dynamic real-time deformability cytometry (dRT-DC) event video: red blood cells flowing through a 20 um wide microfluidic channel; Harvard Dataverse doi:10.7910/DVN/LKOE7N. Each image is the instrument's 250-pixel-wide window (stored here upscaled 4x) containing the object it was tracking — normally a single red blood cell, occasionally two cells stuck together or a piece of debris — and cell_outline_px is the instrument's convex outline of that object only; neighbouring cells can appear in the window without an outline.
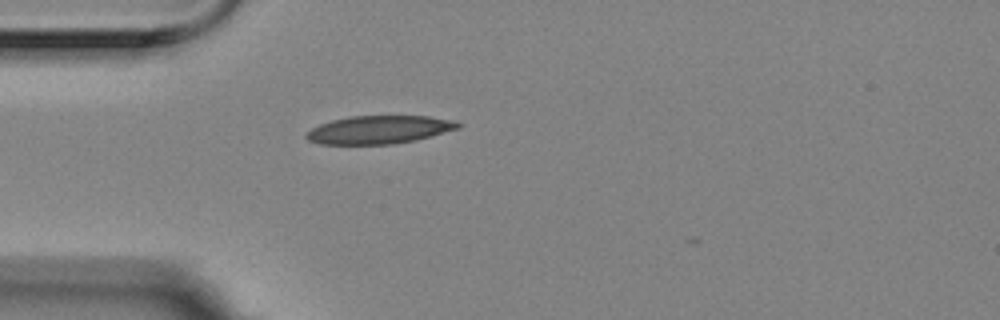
{"species": "Egyptian fruit bat (a non-hibernating species)", "species_latin": "Rousettus aegyptiacus", "temperature_condition": "room temperature", "stored_images_in_passage": 2, "camera_frame_rate_fps": 3000, "um_per_image_px": 0.085, "animal": {"sex": "female"}, "frame": {"image": 1, "passage_image": 2, "time_ms": 0.333, "image_size_px": [1000, 320], "cell_outline_px": [[464, 124], [460, 128], [416, 140], [392, 144], [320, 144], [308, 140], [304, 136], [312, 128], [320, 124], [332, 120], [352, 116], [428, 116], [452, 120]], "centroid_in_image_um": [32.25, 11.02], "position_along_channel_um": 52.8, "area_um2": 24.8}}